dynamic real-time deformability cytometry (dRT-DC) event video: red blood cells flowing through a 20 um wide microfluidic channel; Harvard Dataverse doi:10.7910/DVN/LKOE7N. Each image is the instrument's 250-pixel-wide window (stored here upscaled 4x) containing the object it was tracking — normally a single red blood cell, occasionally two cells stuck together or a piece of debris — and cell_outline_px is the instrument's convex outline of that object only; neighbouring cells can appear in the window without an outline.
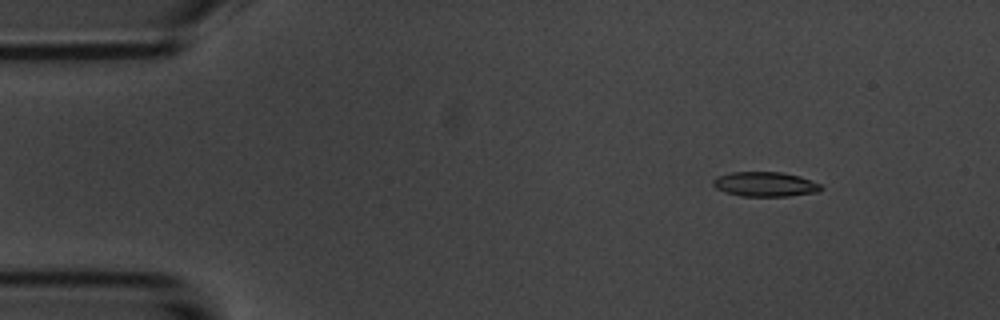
{"species": "common noctule bat (a hibernating species)", "species_latin": "Nyctalus noctula", "temperature_condition": "room temperature", "stored_images_in_passage": 4, "camera_frame_rate_fps": 3000, "um_per_image_px": 0.085, "animal": {"sex": "male", "body_mass_g": 20.1, "forearm_length_mm": 53.5}, "frame": {"image": 1, "passage_image": 2, "time_ms": 1.333, "image_size_px": [1000, 320], "cell_outline_px": [[824, 188], [820, 192], [788, 196], [740, 196], [724, 192], [716, 188], [712, 184], [712, 180], [716, 176], [732, 172], [780, 172], [800, 176], [820, 184]], "centroid_in_image_um": [65.03, 15.66], "position_along_channel_um": 20.0, "area_um2": 15.66}}